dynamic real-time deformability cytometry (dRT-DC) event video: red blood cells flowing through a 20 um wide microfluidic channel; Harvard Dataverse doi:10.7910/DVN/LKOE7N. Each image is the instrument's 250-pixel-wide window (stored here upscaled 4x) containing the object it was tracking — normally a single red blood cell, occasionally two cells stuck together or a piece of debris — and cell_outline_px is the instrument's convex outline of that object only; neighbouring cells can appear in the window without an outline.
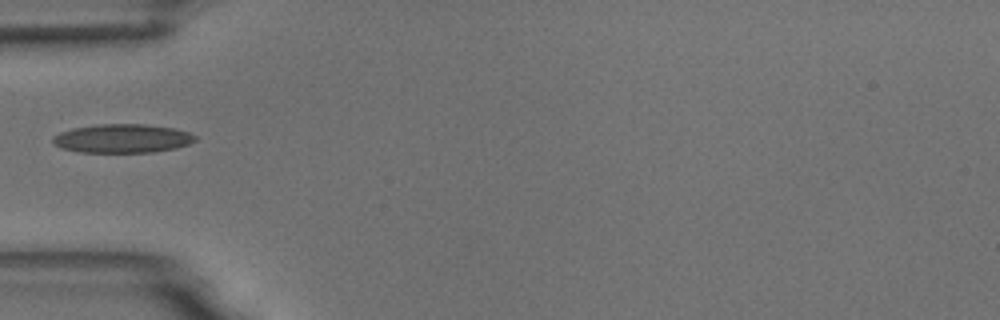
{"species": "common noctule bat (a hibernating species)", "species_latin": "Nyctalus noctula", "temperature_condition": "room temperature", "stored_images_in_passage": 2, "camera_frame_rate_fps": 3000, "um_per_image_px": 0.085, "animal": {"sex": "male", "body_mass_g": 18.8}, "frame": {"image": 1, "passage_image": 1, "time_ms": 0.0, "image_size_px": [1000, 320], "cell_outline_px": [[196, 140], [188, 144], [176, 148], [152, 152], [80, 152], [60, 148], [52, 140], [52, 136], [60, 132], [72, 128], [100, 124], [144, 124], [172, 128], [188, 132], [196, 136]], "centroid_in_image_um": [10.38, 11.77], "position_along_channel_um": 74.6, "area_um2": 23.76}}